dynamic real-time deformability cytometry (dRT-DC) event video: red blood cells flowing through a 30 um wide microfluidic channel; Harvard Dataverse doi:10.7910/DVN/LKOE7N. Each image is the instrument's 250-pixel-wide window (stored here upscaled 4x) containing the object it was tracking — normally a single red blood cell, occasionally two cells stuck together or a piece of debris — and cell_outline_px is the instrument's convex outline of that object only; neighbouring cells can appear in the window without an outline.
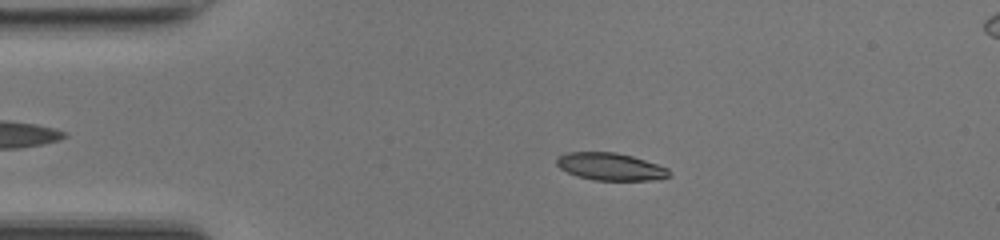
{"species": "common noctule bat (a hibernating species)", "species_latin": "Nyctalus noctula", "temperature_condition": "room temperature", "stored_images_in_passage": 48, "camera_frame_rate_fps": 3000, "um_per_image_px": 0.085, "animal": {"sex": "female", "body_mass_g": 17.0, "forearm_length_mm": 48.0}, "frame": {"image": 1, "passage_image": 10, "time_ms": 3.0, "image_size_px": [1000, 240], "cell_outline_px": [[672, 176], [656, 180], [592, 180], [576, 176], [560, 168], [556, 164], [556, 160], [560, 156], [568, 152], [616, 152], [632, 156], [668, 168], [672, 172]], "centroid_in_image_um": [51.92, 14.17], "position_along_channel_um": 33.1, "area_um2": 18.03}}
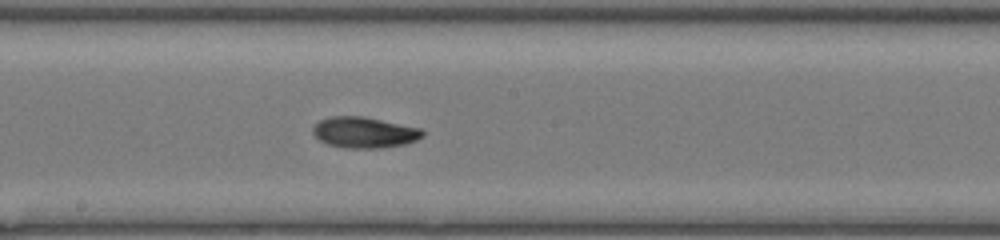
{"frame": {"image": 2, "passage_image": 26, "time_ms": 8.333, "image_size_px": [1000, 240], "cell_outline_px": [[424, 136], [416, 140], [404, 144], [380, 148], [344, 148], [328, 144], [320, 140], [312, 132], [312, 128], [320, 120], [332, 116], [364, 116], [420, 128], [424, 132]], "centroid_in_image_um": [30.96, 11.25], "position_along_channel_um": 217.2, "area_um2": 19.71}}
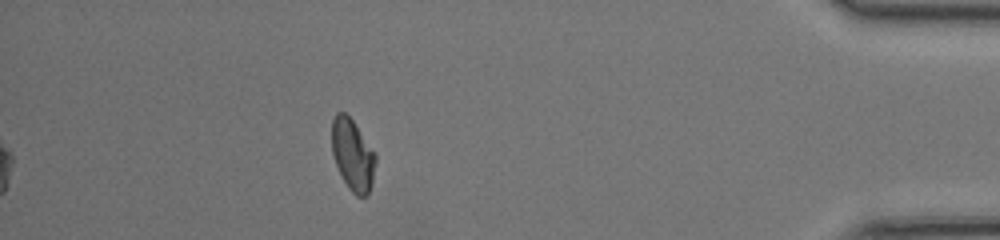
{"frame": {"image": 3, "passage_image": 43, "time_ms": 14.0, "image_size_px": [1000, 240], "cell_outline_px": [[376, 160], [372, 184], [368, 196], [356, 196], [348, 188], [336, 164], [332, 152], [332, 120], [336, 112], [344, 112], [352, 120], [376, 152]], "centroid_in_image_um": [29.99, 13.17], "position_along_channel_um": 405.2, "area_um2": 18.26}, "authors_computed_cell_mechanics": {"area_um2": 18.8428, "velocity_mm_per_s": 4.2736, "shape_relaxation_time_tau1_ms": 4.5573, "shape_relaxation_time_tau2_ms": 2.5298, "deformation_change_tau1": 0.184, "deformation_change_tau2": 0.0638}}